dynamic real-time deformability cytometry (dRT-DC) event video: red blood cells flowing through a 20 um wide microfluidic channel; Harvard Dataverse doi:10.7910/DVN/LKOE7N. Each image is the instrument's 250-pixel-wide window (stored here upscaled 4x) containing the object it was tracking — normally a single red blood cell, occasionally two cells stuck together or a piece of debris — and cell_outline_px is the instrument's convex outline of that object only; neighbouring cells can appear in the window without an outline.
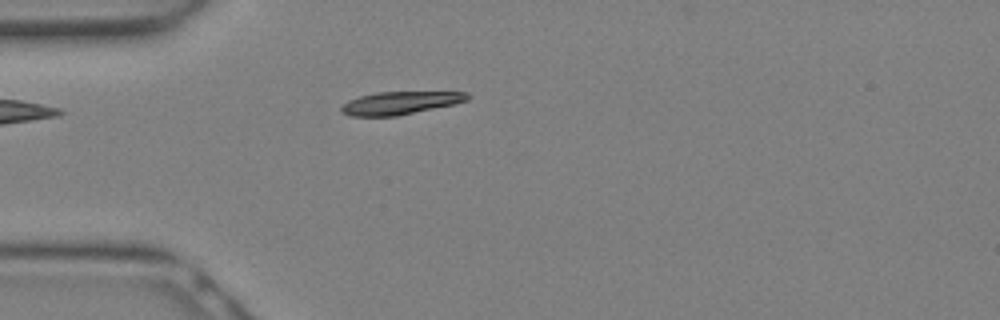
{"species": "Egyptian fruit bat (a non-hibernating species)", "species_latin": "Rousettus aegyptiacus", "temperature_condition": "warm", "stored_images_in_passage": 10, "camera_frame_rate_fps": 3000, "um_per_image_px": 0.085, "animal": {"sex": "female"}, "frame": {"image": 1, "passage_image": 4, "time_ms": 1.0, "image_size_px": [1000, 320], "cell_outline_px": [[472, 96], [468, 100], [456, 104], [396, 116], [348, 116], [340, 112], [340, 108], [348, 100], [360, 96], [376, 92], [468, 92]], "centroid_in_image_um": [34.03, 8.75], "position_along_channel_um": 51.0, "area_um2": 16.94}}
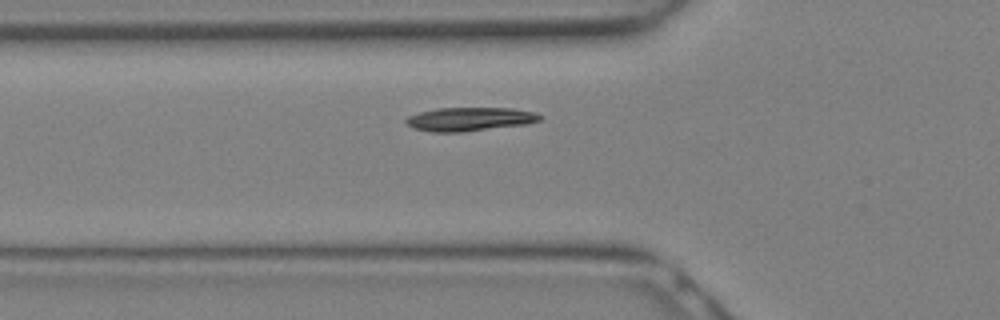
{"frame": {"image": 2, "passage_image": 6, "time_ms": 1.667, "image_size_px": [1000, 320], "cell_outline_px": [[544, 116], [540, 120], [528, 124], [464, 132], [432, 132], [412, 128], [404, 120], [408, 116], [420, 112], [436, 108], [512, 108], [536, 112]], "centroid_in_image_um": [39.96, 10.13], "position_along_channel_um": 85.8, "area_um2": 18.67}}
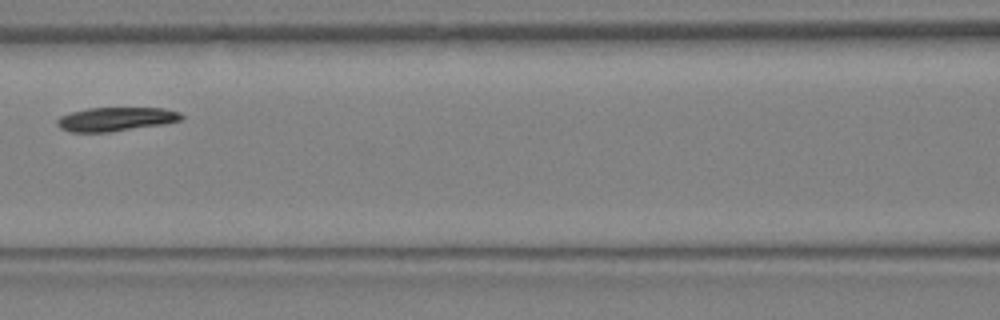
{"frame": {"image": 3, "passage_image": 9, "time_ms": 2.667, "image_size_px": [1000, 320], "cell_outline_px": [[184, 116], [180, 120], [160, 124], [108, 132], [72, 132], [60, 128], [56, 124], [56, 120], [60, 116], [72, 112], [88, 108], [164, 108], [180, 112]], "centroid_in_image_um": [9.81, 10.12], "position_along_channel_um": 156.8, "area_um2": 17.05}}